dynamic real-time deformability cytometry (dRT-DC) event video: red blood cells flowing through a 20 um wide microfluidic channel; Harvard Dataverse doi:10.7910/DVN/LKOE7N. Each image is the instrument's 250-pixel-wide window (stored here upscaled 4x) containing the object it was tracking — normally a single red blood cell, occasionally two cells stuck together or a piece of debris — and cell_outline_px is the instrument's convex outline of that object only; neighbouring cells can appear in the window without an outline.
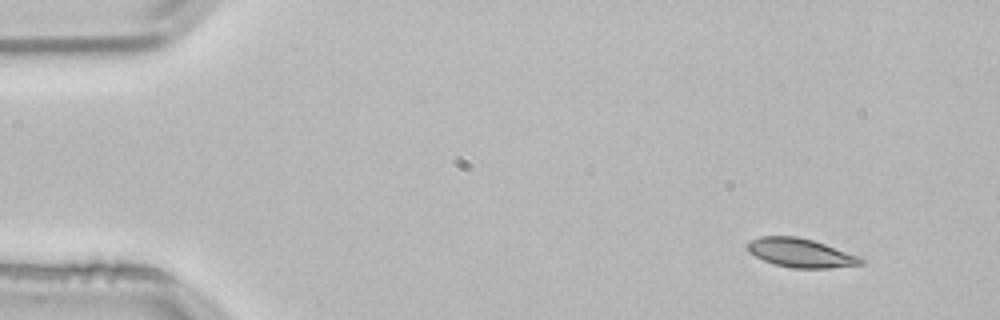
{"species": "common noctule bat (a hibernating species)", "species_latin": "Nyctalus noctula", "temperature_condition": "room temperature", "stored_images_in_passage": 3, "camera_frame_rate_fps": 3000, "um_per_image_px": 0.085, "animal": {"sex": "male", "body_mass_g": 21.5, "forearm_length_mm": 52.0}, "frame": {"image": 1, "passage_image": 1, "time_ms": 0.0, "image_size_px": [1000, 320], "cell_outline_px": [[864, 264], [828, 268], [792, 268], [772, 264], [748, 252], [744, 248], [752, 240], [760, 236], [796, 236], [812, 240], [860, 256], [864, 260]], "centroid_in_image_um": [68.04, 21.5], "position_along_channel_um": 17.0, "area_um2": 19.07}}